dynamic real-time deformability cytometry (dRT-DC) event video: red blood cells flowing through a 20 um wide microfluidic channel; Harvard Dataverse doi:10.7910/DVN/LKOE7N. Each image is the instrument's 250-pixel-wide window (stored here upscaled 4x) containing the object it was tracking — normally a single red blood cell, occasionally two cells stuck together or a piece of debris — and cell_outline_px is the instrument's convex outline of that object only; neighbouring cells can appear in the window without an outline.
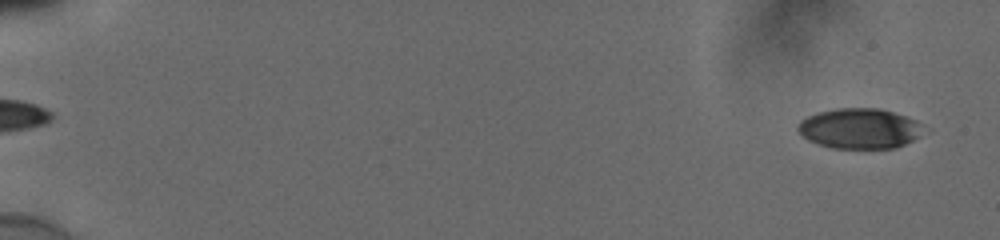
{"species": "human", "species_latin": "Homo sapiens", "temperature_condition": "cold", "stored_images_in_passage": 57, "camera_frame_rate_fps": 3000, "um_per_image_px": 0.085, "donor": {"sex": "male"}, "frame": {"image": 1, "passage_image": 4, "time_ms": 1.0, "image_size_px": [1000, 240], "cell_outline_px": [[920, 136], [896, 148], [832, 148], [808, 140], [796, 128], [800, 120], [816, 112], [836, 108], [880, 108], [916, 120]], "centroid_in_image_um": [72.99, 10.91], "position_along_channel_um": 12.0, "area_um2": 29.07}}
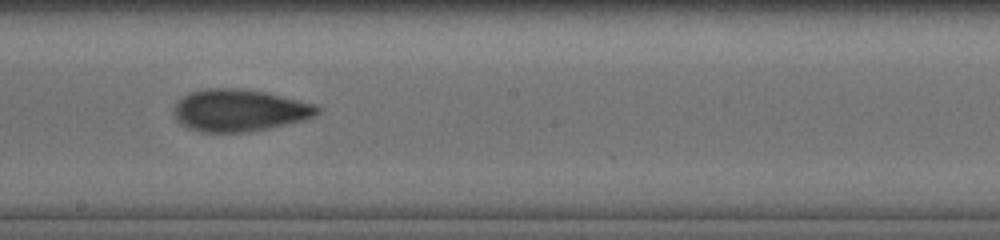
{"frame": {"image": 2, "passage_image": 35, "time_ms": 11.333, "image_size_px": [1000, 240], "cell_outline_px": [[320, 112], [304, 120], [264, 128], [240, 132], [204, 132], [188, 128], [176, 120], [172, 112], [172, 108], [184, 96], [192, 92], [208, 88], [236, 88], [264, 92], [316, 104], [320, 108]], "centroid_in_image_um": [20.32, 9.37], "position_along_channel_um": 227.9, "area_um2": 34.68}}
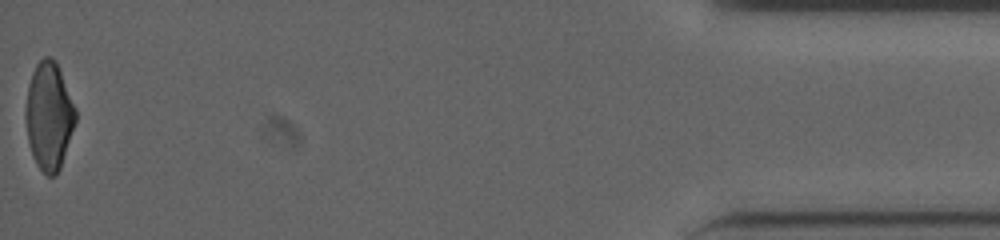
{"frame": {"image": 3, "passage_image": 57, "time_ms": 18.667, "image_size_px": [1000, 240], "cell_outline_px": [[76, 120], [60, 168], [56, 176], [48, 176], [36, 164], [32, 156], [28, 140], [24, 116], [24, 112], [28, 88], [32, 72], [36, 64], [44, 56], [48, 56], [56, 60], [76, 108]], "centroid_in_image_um": [4.15, 9.84], "position_along_channel_um": 431.0, "area_um2": 31.39}, "authors_computed_cell_mechanics": {"area_um2": 32.946, "velocity_mm_per_s": 3.8834, "shape_relaxation_time_tau1_ms": 9.4057, "shape_relaxation_time_tau2_ms": 2.1321, "deformation_change_tau1": 0.2212, "deformation_change_tau2": 0.089}}